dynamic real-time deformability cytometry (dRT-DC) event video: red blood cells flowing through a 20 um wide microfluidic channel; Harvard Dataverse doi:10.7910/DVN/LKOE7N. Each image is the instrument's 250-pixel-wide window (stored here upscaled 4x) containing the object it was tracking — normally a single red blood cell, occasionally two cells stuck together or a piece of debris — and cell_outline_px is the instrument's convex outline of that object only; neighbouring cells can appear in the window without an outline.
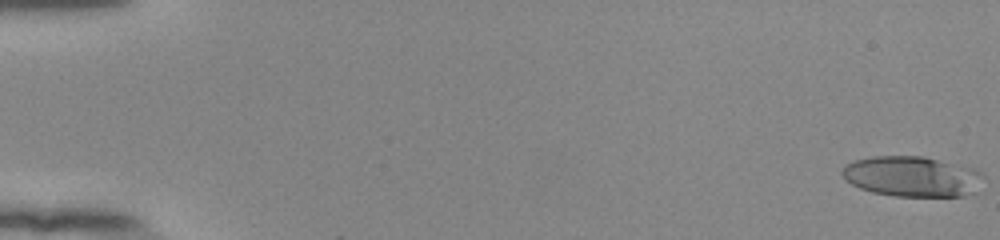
{"species": "human", "species_latin": "Homo sapiens", "temperature_condition": "room temperature", "stored_images_in_passage": 54, "camera_frame_rate_fps": 3000, "um_per_image_px": 0.085, "donor": {"sex": "female"}, "frame": {"image": 1, "passage_image": 1, "time_ms": 0.0, "image_size_px": [1000, 240], "cell_outline_px": [[984, 176], [980, 192], [964, 196], [892, 196], [872, 192], [860, 188], [852, 184], [840, 172], [852, 160], [872, 156], [924, 156], [976, 168], [984, 172]], "centroid_in_image_um": [77.63, 15.0], "position_along_channel_um": 7.4, "area_um2": 33.87}}
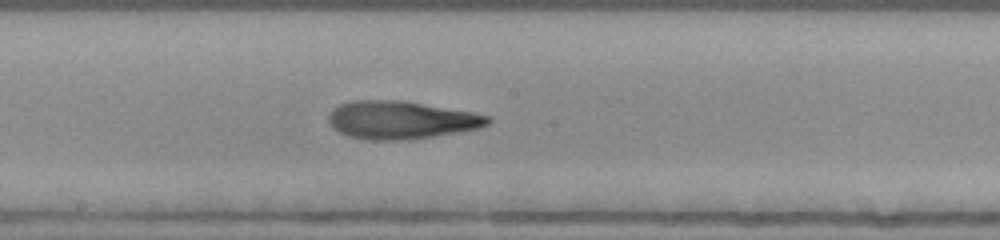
{"frame": {"image": 2, "passage_image": 31, "time_ms": 10.0, "image_size_px": [1000, 240], "cell_outline_px": [[492, 120], [488, 124], [476, 128], [460, 132], [408, 140], [368, 140], [348, 136], [332, 128], [328, 120], [328, 116], [332, 108], [340, 104], [352, 100], [404, 100], [472, 112], [488, 116]], "centroid_in_image_um": [34.05, 10.19], "position_along_channel_um": 214.2, "area_um2": 35.37}}
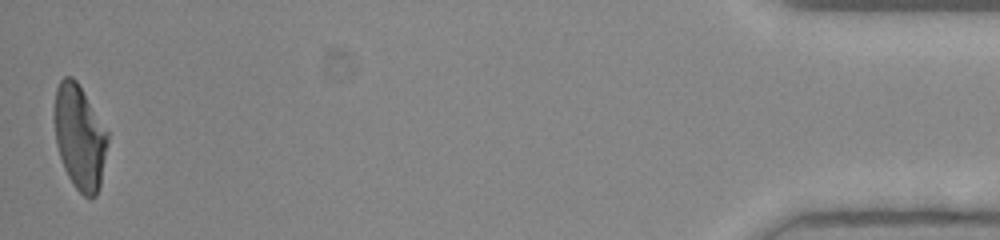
{"frame": {"image": 3, "passage_image": 54, "time_ms": 17.667, "image_size_px": [1000, 240], "cell_outline_px": [[108, 140], [100, 184], [96, 196], [84, 196], [72, 184], [64, 168], [56, 144], [52, 116], [56, 88], [60, 80], [64, 76], [72, 76], [76, 80], [108, 132]], "centroid_in_image_um": [6.73, 11.62], "position_along_channel_um": 428.5, "area_um2": 32.48}, "authors_computed_cell_mechanics": {"area_um2": 33.6685, "velocity_mm_per_s": 3.9117, "shape_relaxation_time_tau1_ms": null, "shape_relaxation_time_tau2_ms": 2.7988, "deformation_change_tau1": null, "deformation_change_tau2": 0.1217}}